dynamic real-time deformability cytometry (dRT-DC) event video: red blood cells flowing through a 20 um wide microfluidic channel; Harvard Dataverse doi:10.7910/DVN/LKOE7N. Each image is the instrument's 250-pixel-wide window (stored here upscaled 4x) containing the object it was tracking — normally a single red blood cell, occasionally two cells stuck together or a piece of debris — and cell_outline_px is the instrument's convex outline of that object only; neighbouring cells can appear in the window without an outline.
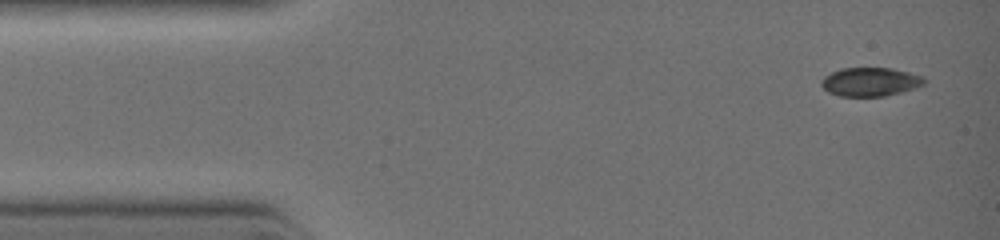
{"species": "common noctule bat (a hibernating species)", "species_latin": "Nyctalus noctula", "temperature_condition": "warm", "stored_images_in_passage": 3, "camera_frame_rate_fps": 3000, "um_per_image_px": 0.085, "animal": {"sex": "female", "body_mass_g": 19.0, "forearm_length_mm": 51.5}, "frame": {"image": 1, "passage_image": 1, "time_ms": 0.0, "image_size_px": [1000, 240], "cell_outline_px": [[928, 80], [924, 84], [900, 92], [884, 96], [840, 96], [828, 92], [820, 84], [820, 80], [824, 76], [840, 68], [892, 68], [924, 76]], "centroid_in_image_um": [73.96, 6.95], "position_along_channel_um": 11.0, "area_um2": 17.22}}
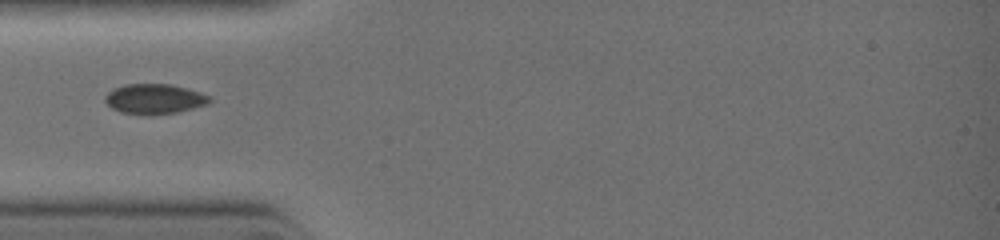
{"frame": {"image": 2, "passage_image": 3, "time_ms": 2.667, "image_size_px": [1000, 240], "cell_outline_px": [[212, 100], [208, 104], [176, 112], [148, 116], [144, 116], [120, 112], [112, 108], [104, 100], [104, 96], [108, 92], [124, 84], [168, 84], [184, 88], [208, 96]], "centroid_in_image_um": [13.07, 8.43], "position_along_channel_um": 71.9, "area_um2": 18.15}}